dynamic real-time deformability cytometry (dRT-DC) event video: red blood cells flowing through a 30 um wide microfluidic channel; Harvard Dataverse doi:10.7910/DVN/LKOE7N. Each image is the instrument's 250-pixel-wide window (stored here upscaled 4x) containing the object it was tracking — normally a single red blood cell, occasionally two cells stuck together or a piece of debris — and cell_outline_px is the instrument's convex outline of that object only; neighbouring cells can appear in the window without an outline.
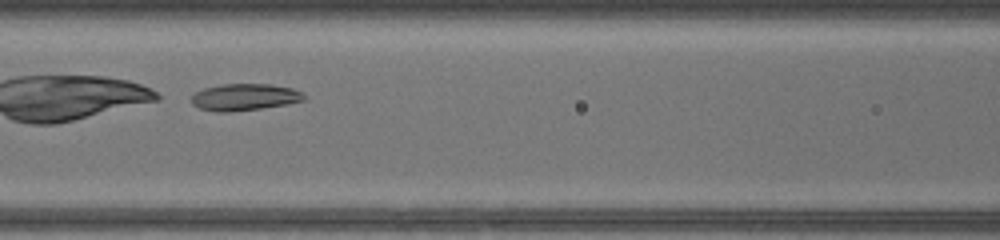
{"species": "common noctule bat (a hibernating species)", "species_latin": "Nyctalus noctula", "temperature_condition": "warm", "stored_images_in_passage": 31, "camera_frame_rate_fps": 3000, "um_per_image_px": 0.085, "animal": {"sex": "female", "body_mass_g": 17.0, "forearm_length_mm": 48.0}, "frame": {"image": 1, "passage_image": 13, "time_ms": 4.0, "image_size_px": [1000, 240], "cell_outline_px": [[304, 100], [288, 104], [232, 112], [216, 112], [200, 108], [192, 104], [192, 96], [196, 92], [204, 88], [224, 84], [272, 84], [292, 88], [304, 92]], "centroid_in_image_um": [20.81, 8.25], "position_along_channel_um": 145.8, "area_um2": 17.57}}
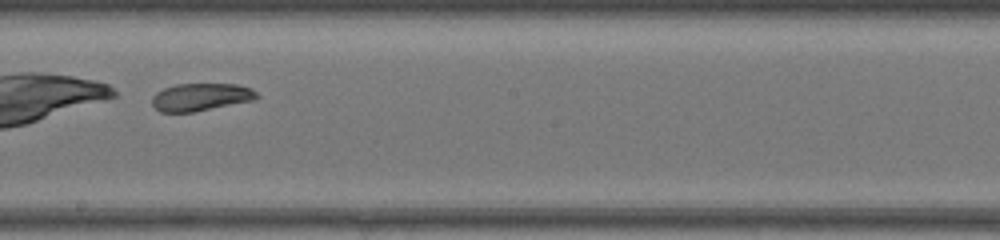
{"frame": {"image": 2, "passage_image": 19, "time_ms": 6.0, "image_size_px": [1000, 240], "cell_outline_px": [[260, 96], [252, 100], [192, 112], [160, 112], [152, 104], [152, 96], [156, 92], [164, 88], [176, 84], [236, 84], [252, 88]], "centroid_in_image_um": [17.04, 8.24], "position_along_channel_um": 231.2, "area_um2": 16.7}}
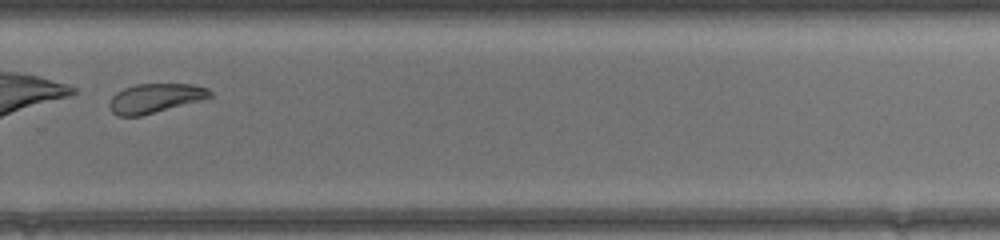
{"frame": {"image": 3, "passage_image": 25, "time_ms": 8.0, "image_size_px": [1000, 240], "cell_outline_px": [[212, 96], [200, 100], [140, 116], [116, 116], [112, 112], [108, 104], [112, 96], [116, 92], [124, 88], [136, 84], [192, 84], [208, 88], [212, 92]], "centroid_in_image_um": [13.15, 8.34], "position_along_channel_um": 316.6, "area_um2": 17.05}, "authors_computed_cell_mechanics": {"area_um2": 17.629, "velocity_mm_per_s": 4.2815, "shape_relaxation_time_tau1_ms": 0.5032, "shape_relaxation_time_tau2_ms": 4.1488, "deformation_change_tau1": 0.2345, "deformation_change_tau2": 0.1023}}